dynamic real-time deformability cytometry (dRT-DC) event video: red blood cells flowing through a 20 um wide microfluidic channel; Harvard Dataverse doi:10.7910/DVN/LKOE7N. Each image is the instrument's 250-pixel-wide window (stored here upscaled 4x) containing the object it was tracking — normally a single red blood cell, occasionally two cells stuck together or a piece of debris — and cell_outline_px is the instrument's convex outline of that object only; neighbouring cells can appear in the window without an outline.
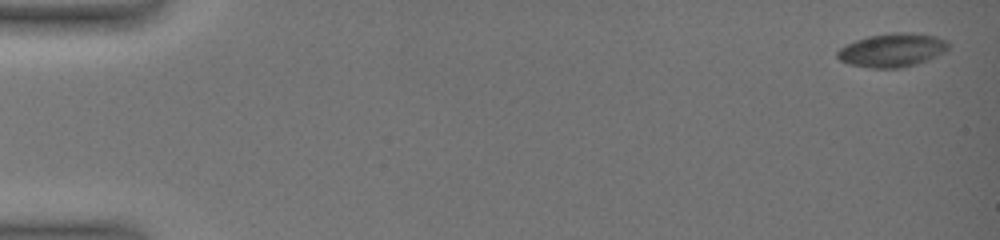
{"species": "common noctule bat (a hibernating species)", "species_latin": "Nyctalus noctula", "temperature_condition": "warm", "stored_images_in_passage": 16, "camera_frame_rate_fps": 3000, "um_per_image_px": 0.085, "animal": {"sex": "female", "body_mass_g": 19.0, "forearm_length_mm": 51.5}, "frame": {"image": 1, "passage_image": 1, "time_ms": 0.0, "image_size_px": [1000, 240], "cell_outline_px": [[948, 48], [944, 52], [928, 60], [916, 64], [900, 68], [872, 68], [848, 64], [840, 60], [836, 56], [836, 52], [840, 48], [856, 40], [868, 36], [892, 32], [908, 32], [936, 36], [948, 40]], "centroid_in_image_um": [75.84, 4.26], "position_along_channel_um": 9.2, "area_um2": 21.79}}
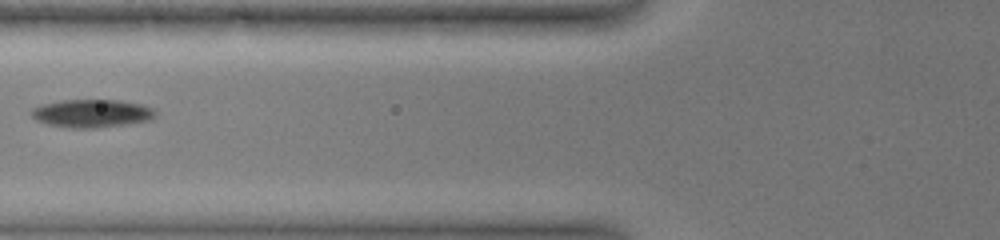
{"frame": {"image": 2, "passage_image": 11, "time_ms": 7.667, "image_size_px": [1000, 240], "cell_outline_px": [[156, 116], [152, 120], [128, 124], [96, 128], [72, 128], [48, 124], [36, 120], [28, 112], [32, 108], [40, 104], [60, 100], [120, 100], [144, 104], [152, 108], [156, 112]], "centroid_in_image_um": [7.81, 9.63], "position_along_channel_um": 118.0, "area_um2": 20.63}}
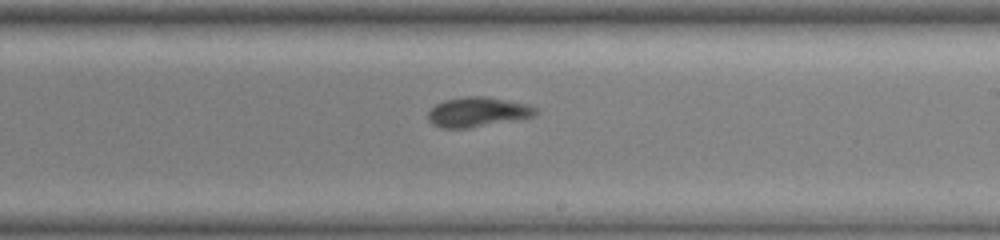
{"frame": {"image": 3, "passage_image": 16, "time_ms": 11.333, "image_size_px": [1000, 240], "cell_outline_px": [[540, 112], [536, 116], [468, 128], [440, 128], [432, 124], [428, 120], [428, 112], [436, 104], [444, 100], [464, 96], [484, 96], [528, 104], [540, 108]], "centroid_in_image_um": [40.63, 9.52], "position_along_channel_um": 248.4, "area_um2": 18.79}}